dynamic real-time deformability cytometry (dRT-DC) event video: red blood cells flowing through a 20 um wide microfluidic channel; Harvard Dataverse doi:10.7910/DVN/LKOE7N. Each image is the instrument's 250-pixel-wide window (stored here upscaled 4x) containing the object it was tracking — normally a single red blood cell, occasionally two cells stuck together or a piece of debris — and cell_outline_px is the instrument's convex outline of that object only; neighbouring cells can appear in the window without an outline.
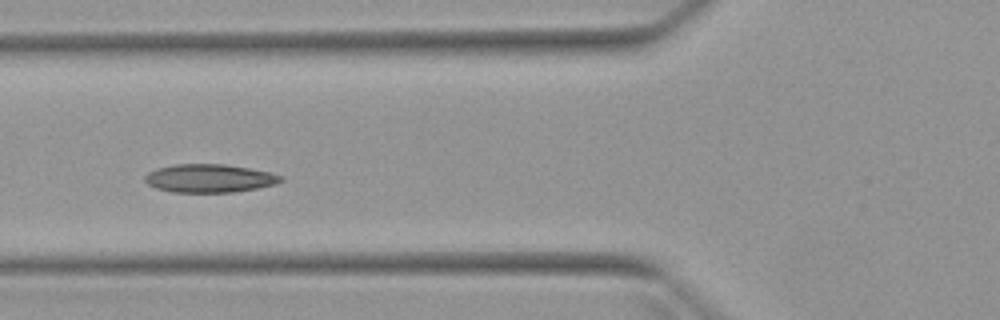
{"species": "Egyptian fruit bat (a non-hibernating species)", "species_latin": "Rousettus aegyptiacus", "temperature_condition": "warm", "stored_images_in_passage": 4, "camera_frame_rate_fps": 3000, "um_per_image_px": 0.085, "animal": {"sex": "female"}, "frame": {"image": 1, "passage_image": 3, "time_ms": 2.667, "image_size_px": [1000, 320], "cell_outline_px": [[284, 180], [276, 184], [256, 188], [232, 192], [172, 192], [156, 188], [148, 184], [144, 180], [144, 176], [148, 172], [160, 168], [176, 164], [224, 164], [248, 168], [268, 172], [284, 176]], "centroid_in_image_um": [17.81, 15.16], "position_along_channel_um": 108.0, "area_um2": 22.25}}
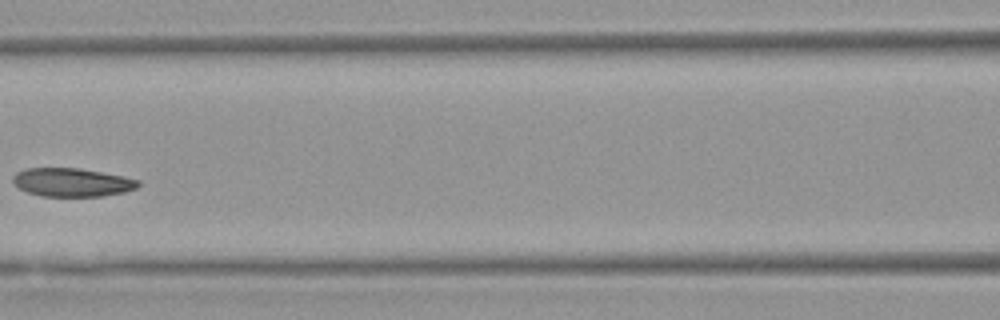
{"frame": {"image": 2, "passage_image": 4, "time_ms": 4.0, "image_size_px": [1000, 320], "cell_outline_px": [[140, 184], [136, 188], [124, 192], [100, 196], [40, 196], [28, 192], [12, 184], [12, 176], [16, 172], [24, 168], [80, 168], [140, 180]], "centroid_in_image_um": [6.06, 15.49], "position_along_channel_um": 160.5, "area_um2": 20.75}}